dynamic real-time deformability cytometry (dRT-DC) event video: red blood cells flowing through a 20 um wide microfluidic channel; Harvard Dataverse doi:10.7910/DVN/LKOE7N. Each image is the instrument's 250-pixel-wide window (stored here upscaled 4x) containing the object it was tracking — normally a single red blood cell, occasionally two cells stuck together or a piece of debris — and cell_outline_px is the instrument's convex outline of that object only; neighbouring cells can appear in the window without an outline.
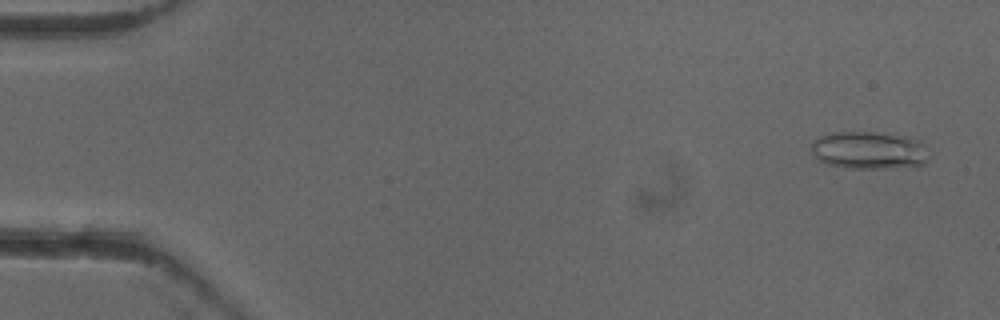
{"species": "common noctule bat (a hibernating species)", "species_latin": "Nyctalus noctula", "temperature_condition": "cold", "stored_images_in_passage": 47, "camera_frame_rate_fps": 3000, "um_per_image_px": 0.085, "animal": {"sex": "female"}, "frame": {"image": 1, "passage_image": 3, "time_ms": 0.667, "image_size_px": [1000, 320], "cell_outline_px": [[928, 160], [924, 164], [916, 168], [844, 168], [824, 164], [812, 152], [812, 140], [816, 136], [832, 132], [884, 132], [912, 136], [920, 140], [924, 144], [928, 156]], "centroid_in_image_um": [73.92, 12.77], "position_along_channel_um": 11.1, "area_um2": 26.76}}
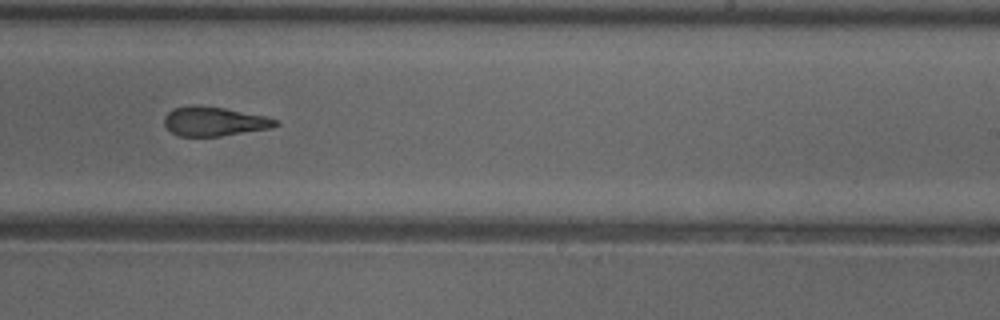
{"frame": {"image": 2, "passage_image": 33, "time_ms": 10.667, "image_size_px": [1000, 320], "cell_outline_px": [[280, 124], [272, 128], [220, 136], [180, 136], [172, 132], [164, 124], [164, 116], [172, 108], [192, 104], [200, 104], [224, 108], [264, 116], [280, 120]], "centroid_in_image_um": [18.2, 10.3], "position_along_channel_um": 270.8, "area_um2": 19.13}}
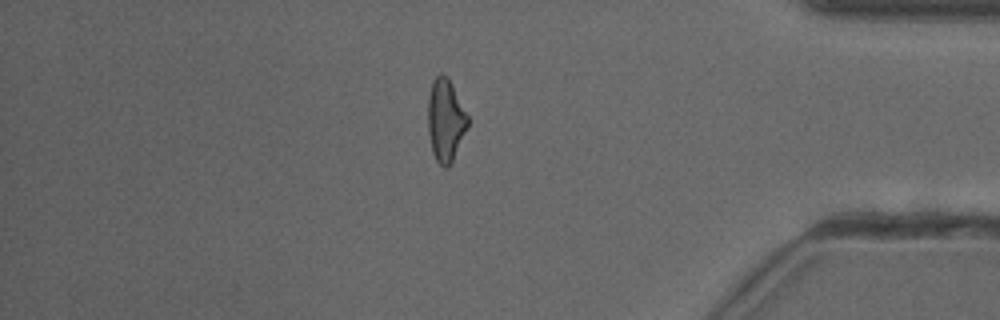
{"frame": {"image": 3, "passage_image": 45, "time_ms": 14.667, "image_size_px": [1000, 320], "cell_outline_px": [[468, 128], [448, 168], [444, 168], [436, 160], [432, 152], [428, 132], [428, 96], [432, 80], [440, 72], [448, 76], [468, 116]], "centroid_in_image_um": [37.86, 10.19], "position_along_channel_um": 397.3, "area_um2": 19.25}, "authors_computed_cell_mechanics": {"area_um2": 20.3456, "velocity_mm_per_s": 3.9543, "shape_relaxation_time_tau1_ms": null, "shape_relaxation_time_tau2_ms": 2.4269, "deformation_change_tau1": null, "deformation_change_tau2": 0.1244}}